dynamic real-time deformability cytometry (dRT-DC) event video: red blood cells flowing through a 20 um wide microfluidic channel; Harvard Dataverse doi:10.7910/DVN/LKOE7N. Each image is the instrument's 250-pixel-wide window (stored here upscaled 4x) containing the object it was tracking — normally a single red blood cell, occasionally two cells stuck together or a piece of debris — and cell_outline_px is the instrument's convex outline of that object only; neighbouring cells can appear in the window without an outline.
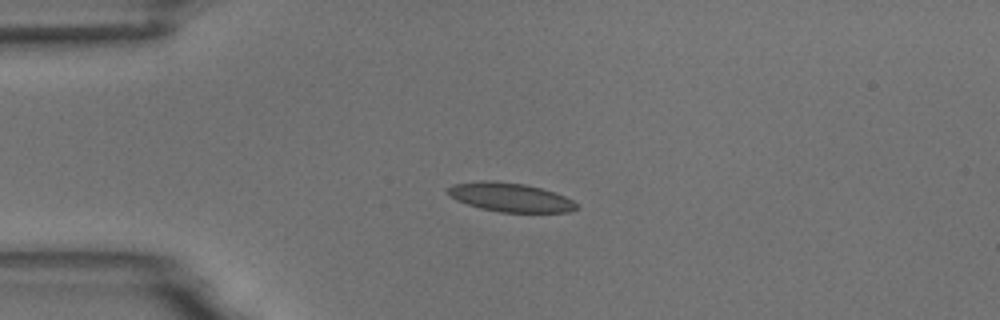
{"species": "common noctule bat (a hibernating species)", "species_latin": "Nyctalus noctula", "temperature_condition": "room temperature", "stored_images_in_passage": 4, "camera_frame_rate_fps": 3000, "um_per_image_px": 0.085, "animal": {"sex": "male", "body_mass_g": 18.8}, "frame": {"image": 1, "passage_image": 3, "time_ms": 2.333, "image_size_px": [1000, 320], "cell_outline_px": [[580, 208], [572, 212], [500, 212], [480, 208], [456, 200], [448, 192], [448, 188], [452, 184], [480, 180], [492, 180], [524, 184], [540, 188], [564, 196], [572, 200]], "centroid_in_image_um": [43.37, 16.77], "position_along_channel_um": 41.6, "area_um2": 21.56}}